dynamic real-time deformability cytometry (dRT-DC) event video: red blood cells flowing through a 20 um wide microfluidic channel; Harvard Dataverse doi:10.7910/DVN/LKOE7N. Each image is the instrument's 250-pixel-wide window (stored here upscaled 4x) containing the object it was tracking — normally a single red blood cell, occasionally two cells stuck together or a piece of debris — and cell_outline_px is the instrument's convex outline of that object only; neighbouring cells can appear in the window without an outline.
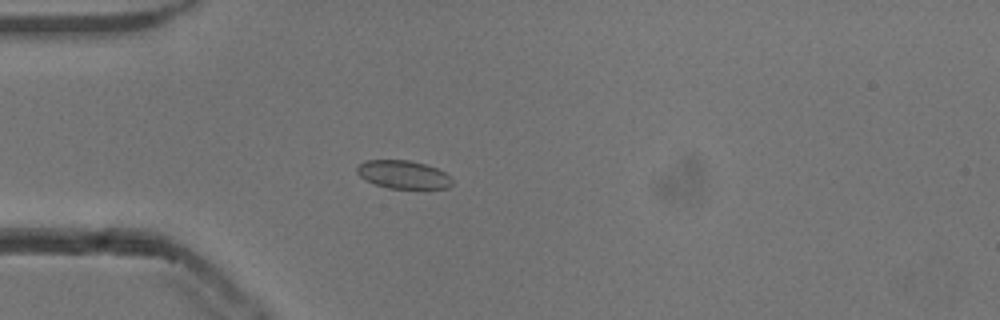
{"species": "common noctule bat (a hibernating species)", "species_latin": "Nyctalus noctula", "temperature_condition": "cold", "stored_images_in_passage": 22, "camera_frame_rate_fps": 3000, "um_per_image_px": 0.085, "animal": {"sex": "male", "body_mass_g": 13.3}, "frame": {"image": 1, "passage_image": 5, "time_ms": 1.333, "image_size_px": [1000, 320], "cell_outline_px": [[452, 184], [448, 188], [388, 188], [376, 184], [360, 176], [356, 172], [356, 168], [364, 160], [408, 160], [424, 164], [436, 168], [452, 176]], "centroid_in_image_um": [34.29, 14.83], "position_along_channel_um": 50.7, "area_um2": 15.49}}
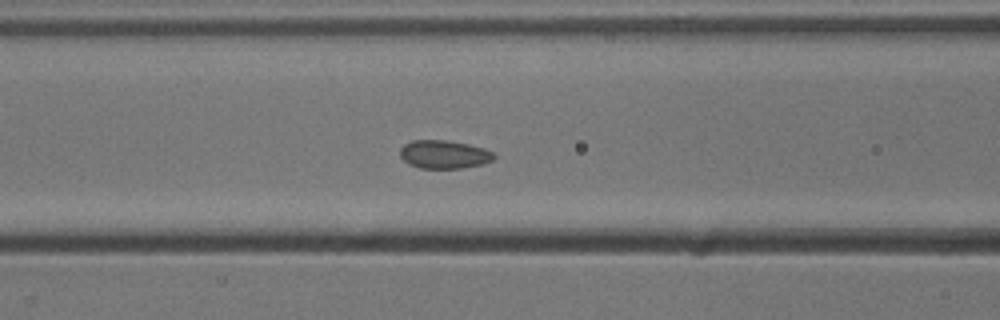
{"frame": {"image": 2, "passage_image": 12, "time_ms": 3.667, "image_size_px": [1000, 320], "cell_outline_px": [[496, 156], [492, 160], [484, 164], [460, 168], [420, 168], [408, 164], [400, 156], [400, 148], [404, 144], [412, 140], [444, 140], [468, 144], [484, 148], [492, 152]], "centroid_in_image_um": [37.73, 13.12], "position_along_channel_um": 128.9, "area_um2": 15.49}}
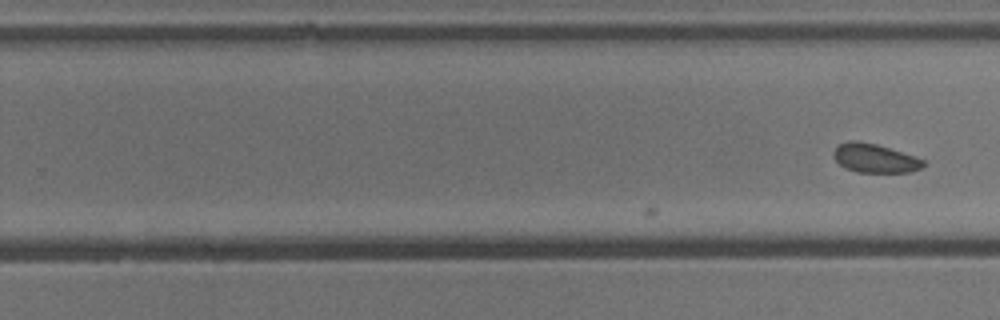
{"frame": {"image": 3, "passage_image": 22, "time_ms": 7.0, "image_size_px": [1000, 320], "cell_outline_px": [[924, 168], [912, 172], [856, 172], [844, 168], [832, 156], [832, 152], [840, 144], [852, 140], [856, 140], [876, 144], [916, 156], [924, 160]], "centroid_in_image_um": [74.37, 13.46], "position_along_channel_um": 255.4, "area_um2": 15.2}}